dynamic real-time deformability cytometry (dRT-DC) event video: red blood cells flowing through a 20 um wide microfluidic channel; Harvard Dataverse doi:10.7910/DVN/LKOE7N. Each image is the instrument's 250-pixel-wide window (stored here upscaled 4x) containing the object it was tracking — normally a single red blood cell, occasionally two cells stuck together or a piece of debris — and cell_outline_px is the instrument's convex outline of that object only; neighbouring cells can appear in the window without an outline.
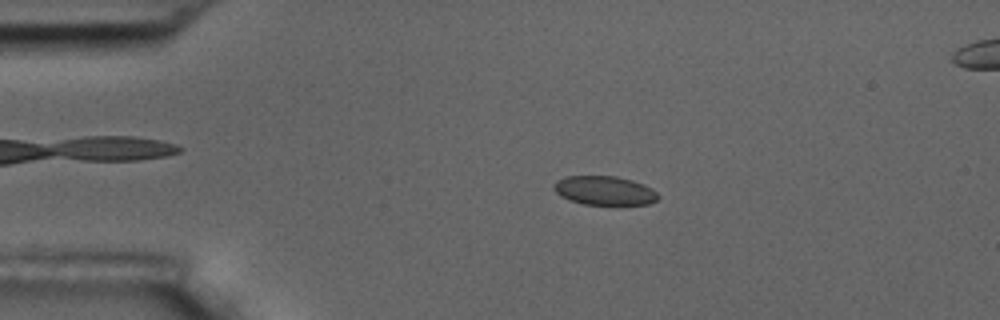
{"species": "common noctule bat (a hibernating species)", "species_latin": "Nyctalus noctula", "temperature_condition": "room temperature", "stored_images_in_passage": 7, "camera_frame_rate_fps": 3000, "um_per_image_px": 0.085, "animal": {"sex": "male", "body_mass_g": 17.5, "forearm_length_mm": 52.3}, "frame": {"image": 1, "passage_image": 3, "time_ms": 2.333, "image_size_px": [1000, 320], "cell_outline_px": [[660, 196], [656, 200], [648, 204], [584, 204], [568, 200], [560, 196], [552, 188], [552, 184], [556, 180], [564, 176], [616, 176], [632, 180], [644, 184], [652, 188]], "centroid_in_image_um": [51.34, 16.18], "position_along_channel_um": 33.7, "area_um2": 17.74}}